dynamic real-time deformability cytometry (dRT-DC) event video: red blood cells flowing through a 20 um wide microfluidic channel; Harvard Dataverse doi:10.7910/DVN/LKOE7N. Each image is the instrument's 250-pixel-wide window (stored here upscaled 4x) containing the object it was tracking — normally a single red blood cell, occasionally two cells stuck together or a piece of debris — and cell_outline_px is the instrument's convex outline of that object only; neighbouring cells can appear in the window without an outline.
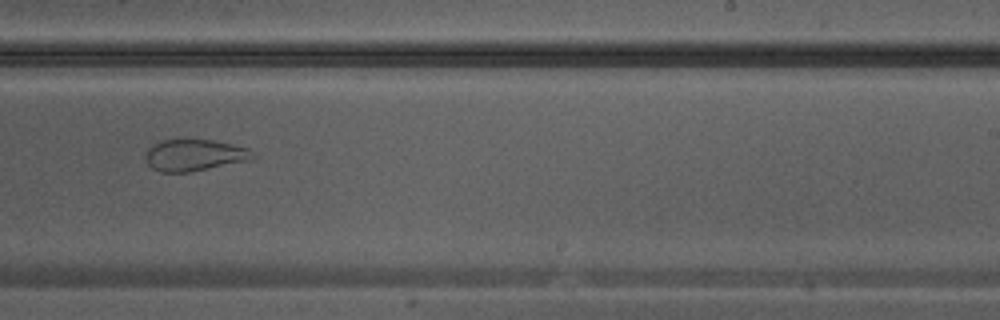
{"species": "Egyptian fruit bat (a non-hibernating species)", "species_latin": "Rousettus aegyptiacus", "temperature_condition": "warm", "stored_images_in_passage": 18, "camera_frame_rate_fps": 3000, "um_per_image_px": 0.085, "animal": {"sex": "male"}, "frame": {"image": 1, "passage_image": 11, "time_ms": 3.333, "image_size_px": [1000, 320], "cell_outline_px": [[256, 156], [252, 160], [188, 172], [160, 172], [152, 168], [148, 164], [144, 156], [148, 148], [164, 140], [180, 136], [188, 136], [212, 140], [232, 144], [248, 148], [256, 152]], "centroid_in_image_um": [16.54, 13.14], "position_along_channel_um": 272.5, "area_um2": 20.52}}